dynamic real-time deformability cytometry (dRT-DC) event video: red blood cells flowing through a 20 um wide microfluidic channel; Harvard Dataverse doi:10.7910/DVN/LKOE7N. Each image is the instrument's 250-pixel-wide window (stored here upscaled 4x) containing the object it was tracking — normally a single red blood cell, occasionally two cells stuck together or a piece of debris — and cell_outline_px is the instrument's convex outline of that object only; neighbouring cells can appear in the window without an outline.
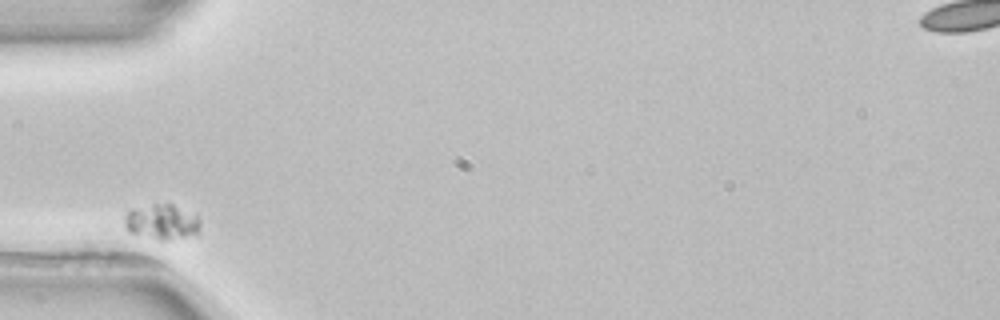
{"species": "common noctule bat (a hibernating species)", "species_latin": "Nyctalus noctula", "temperature_condition": "room temperature", "stored_images_in_passage": 5, "camera_frame_rate_fps": 3000, "um_per_image_px": 0.085, "animal": {"sex": "female", "body_mass_g": 22.7, "forearm_length_mm": 54.2}, "frame": {"image": 1, "passage_image": 1, "time_ms": 0.0, "image_size_px": [1000, 320], "cell_outline_px": [[200, 228], [196, 232], [184, 236], [164, 240], [160, 240], [128, 232], [124, 224], [124, 216], [132, 208], [156, 204], [172, 204], [196, 212], [200, 224]], "centroid_in_image_um": [13.74, 18.83], "position_along_channel_um": 71.3, "area_um2": 15.49}}
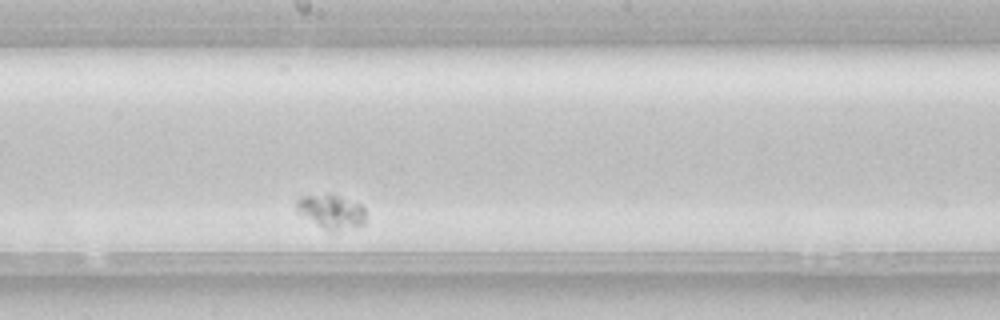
{"frame": {"image": 2, "passage_image": 5, "time_ms": 4.667, "image_size_px": [1000, 320], "cell_outline_px": [[364, 224], [340, 228], [324, 228], [296, 212], [296, 200], [304, 196], [336, 196], [360, 204], [364, 208]], "centroid_in_image_um": [28.12, 17.96], "position_along_channel_um": 220.1, "area_um2": 12.66}}